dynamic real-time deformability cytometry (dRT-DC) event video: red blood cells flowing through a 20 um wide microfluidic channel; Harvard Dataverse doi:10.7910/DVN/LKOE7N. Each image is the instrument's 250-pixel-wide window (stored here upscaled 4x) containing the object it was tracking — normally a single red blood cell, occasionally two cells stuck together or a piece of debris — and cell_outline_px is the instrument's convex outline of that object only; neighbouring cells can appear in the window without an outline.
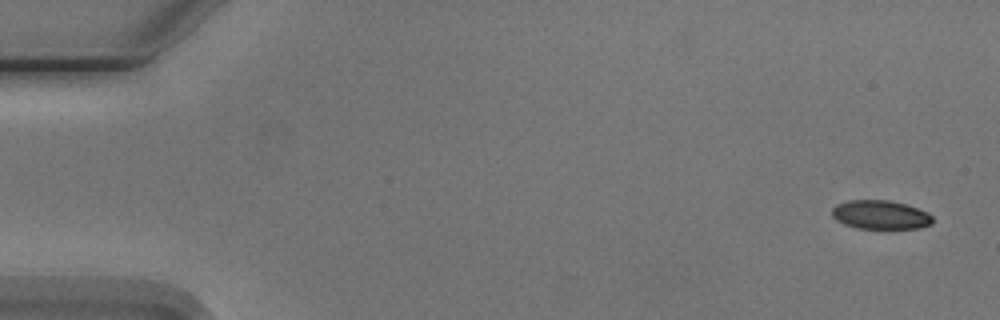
{"species": "Egyptian fruit bat (a non-hibernating species)", "species_latin": "Rousettus aegyptiacus", "temperature_condition": "cold", "stored_images_in_passage": 6, "camera_frame_rate_fps": 3000, "um_per_image_px": 0.085, "animal": {"sex": "male"}, "frame": {"image": 1, "passage_image": 1, "time_ms": 0.0, "image_size_px": [1000, 320], "cell_outline_px": [[932, 224], [920, 228], [856, 228], [844, 224], [836, 220], [832, 216], [832, 208], [836, 204], [848, 200], [888, 200], [904, 204], [928, 212], [932, 216]], "centroid_in_image_um": [74.81, 18.25], "position_along_channel_um": 10.2, "area_um2": 16.88}}
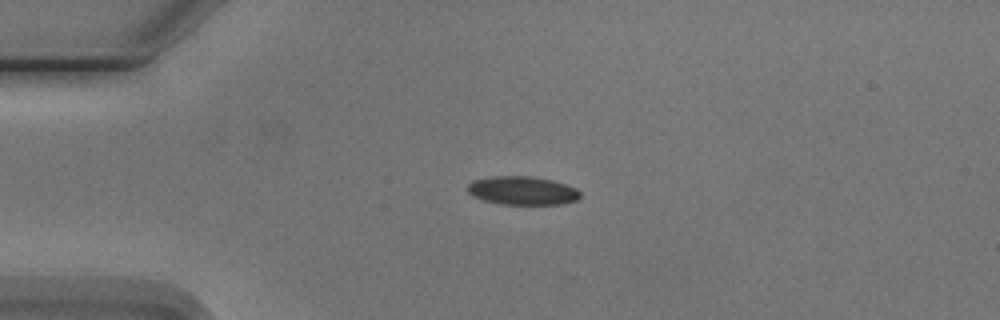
{"frame": {"image": 2, "passage_image": 4, "time_ms": 3.667, "image_size_px": [1000, 320], "cell_outline_px": [[580, 196], [576, 200], [564, 204], [500, 204], [484, 200], [472, 196], [468, 192], [468, 184], [472, 180], [492, 176], [532, 176], [552, 180], [576, 188], [580, 192]], "centroid_in_image_um": [44.39, 16.2], "position_along_channel_um": 40.6, "area_um2": 18.73}}